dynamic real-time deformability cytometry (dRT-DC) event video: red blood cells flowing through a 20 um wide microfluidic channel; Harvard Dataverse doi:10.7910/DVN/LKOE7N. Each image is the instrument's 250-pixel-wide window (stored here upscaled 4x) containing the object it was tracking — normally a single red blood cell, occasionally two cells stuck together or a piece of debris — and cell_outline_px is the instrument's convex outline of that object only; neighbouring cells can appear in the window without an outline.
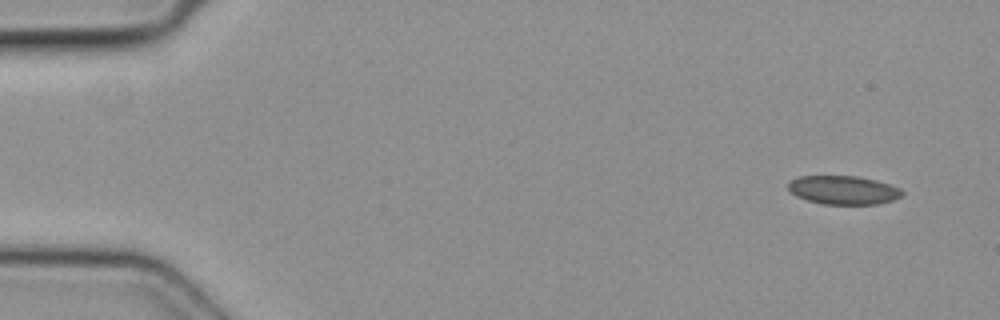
{"species": "common noctule bat (a hibernating species)", "species_latin": "Nyctalus noctula", "temperature_condition": "cold", "stored_images_in_passage": 5, "camera_frame_rate_fps": 3000, "um_per_image_px": 0.085, "animal": {"sex": "female", "body_mass_g": 19.3, "forearm_length_mm": 54.1}, "frame": {"image": 1, "passage_image": 1, "time_ms": 0.0, "image_size_px": [1000, 320], "cell_outline_px": [[904, 192], [900, 196], [892, 200], [880, 204], [824, 204], [808, 200], [796, 196], [788, 188], [788, 184], [792, 180], [800, 176], [856, 176], [876, 180], [900, 188]], "centroid_in_image_um": [71.7, 16.15], "position_along_channel_um": 13.3, "area_um2": 18.84}}
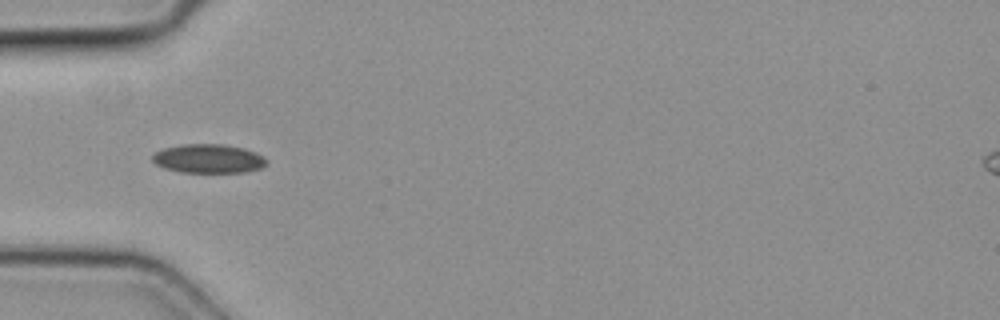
{"frame": {"image": 2, "passage_image": 4, "time_ms": 1.0, "image_size_px": [1000, 320], "cell_outline_px": [[268, 164], [260, 168], [244, 172], [180, 172], [164, 168], [156, 164], [152, 160], [152, 156], [156, 152], [164, 148], [184, 144], [224, 144], [244, 148], [256, 152], [264, 156], [268, 160]], "centroid_in_image_um": [17.75, 13.48], "position_along_channel_um": 67.2, "area_um2": 19.31}}
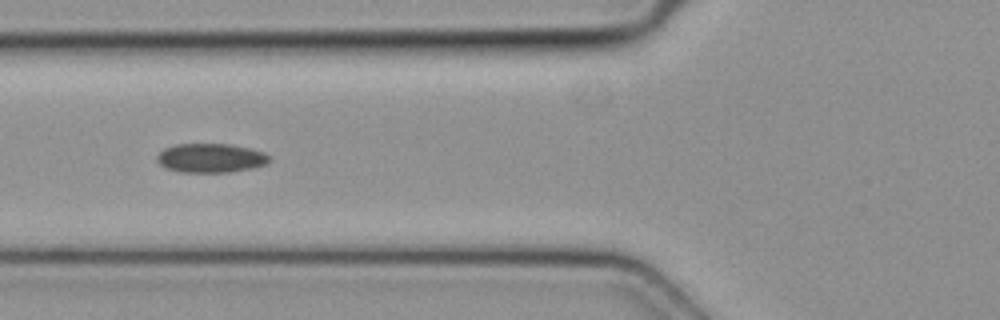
{"frame": {"image": 3, "passage_image": 5, "time_ms": 1.333, "image_size_px": [1000, 320], "cell_outline_px": [[268, 164], [252, 168], [228, 172], [180, 172], [164, 168], [156, 160], [156, 156], [164, 148], [176, 144], [228, 144], [248, 148], [264, 152], [268, 156]], "centroid_in_image_um": [17.87, 13.43], "position_along_channel_um": 107.9, "area_um2": 19.02}}